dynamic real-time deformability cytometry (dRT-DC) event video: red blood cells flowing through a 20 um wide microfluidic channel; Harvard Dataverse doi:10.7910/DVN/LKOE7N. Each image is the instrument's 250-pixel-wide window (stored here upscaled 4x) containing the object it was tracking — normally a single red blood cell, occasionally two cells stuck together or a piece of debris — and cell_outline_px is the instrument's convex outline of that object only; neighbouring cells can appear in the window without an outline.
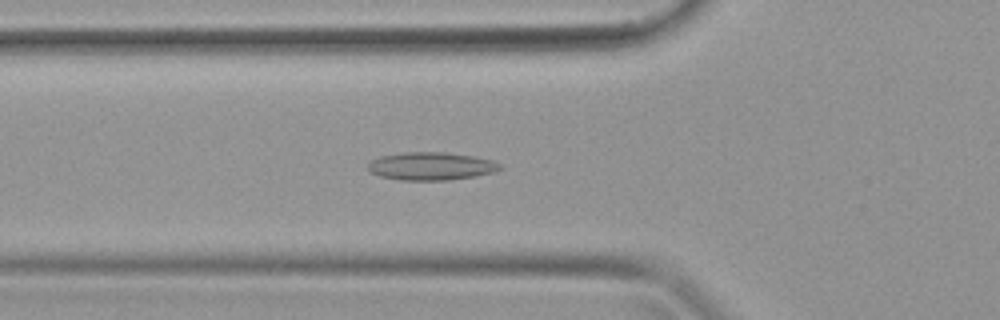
{"species": "common noctule bat (a hibernating species)", "species_latin": "Nyctalus noctula", "temperature_condition": "warm", "stored_images_in_passage": 38, "camera_frame_rate_fps": 3000, "um_per_image_px": 0.085, "animal": {"sex": "female", "body_mass_g": 19.9}, "frame": {"image": 1, "passage_image": 13, "time_ms": 4.0, "image_size_px": [1000, 320], "cell_outline_px": [[504, 168], [496, 172], [476, 176], [448, 180], [400, 180], [380, 176], [368, 172], [368, 164], [372, 160], [380, 156], [404, 152], [444, 152], [476, 156], [492, 160], [500, 164]], "centroid_in_image_um": [36.67, 14.12], "position_along_channel_um": 89.1, "area_um2": 21.73}}
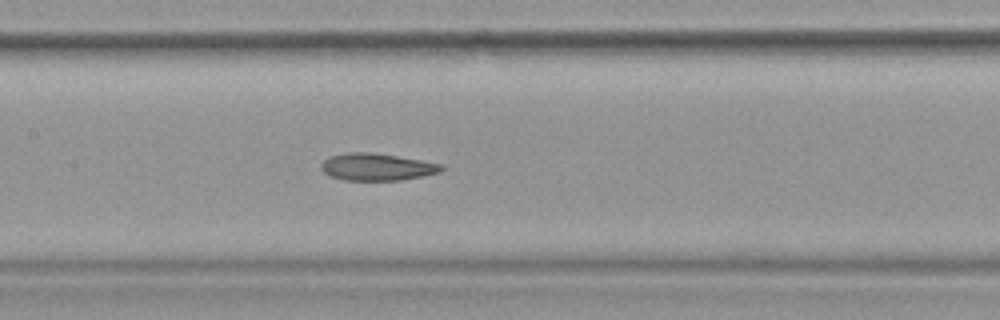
{"frame": {"image": 2, "passage_image": 18, "time_ms": 5.667, "image_size_px": [1000, 320], "cell_outline_px": [[444, 168], [440, 172], [424, 176], [400, 180], [344, 180], [332, 176], [324, 172], [320, 168], [320, 164], [328, 156], [348, 152], [372, 152], [420, 160], [440, 164]], "centroid_in_image_um": [32.0, 14.18], "position_along_channel_um": 175.4, "area_um2": 18.96}}
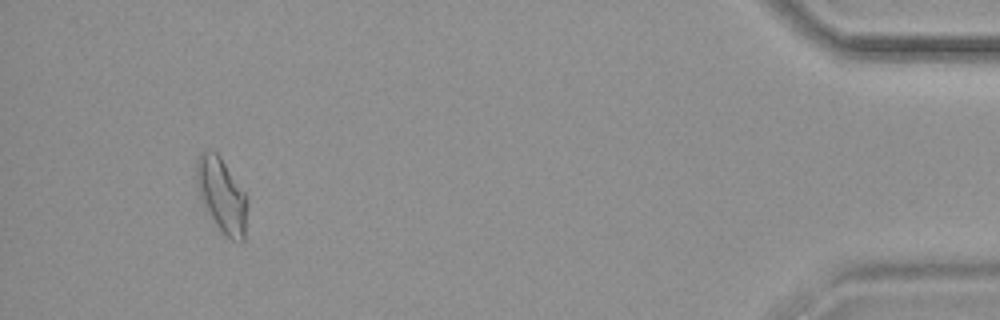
{"frame": {"image": 3, "passage_image": 36, "time_ms": 11.667, "image_size_px": [1000, 320], "cell_outline_px": [[248, 204], [244, 240], [240, 244], [232, 240], [216, 224], [208, 212], [200, 196], [196, 180], [196, 160], [200, 152], [204, 148], [212, 148], [220, 156], [248, 196]], "centroid_in_image_um": [18.87, 16.53], "position_along_channel_um": 416.3, "area_um2": 22.25}}